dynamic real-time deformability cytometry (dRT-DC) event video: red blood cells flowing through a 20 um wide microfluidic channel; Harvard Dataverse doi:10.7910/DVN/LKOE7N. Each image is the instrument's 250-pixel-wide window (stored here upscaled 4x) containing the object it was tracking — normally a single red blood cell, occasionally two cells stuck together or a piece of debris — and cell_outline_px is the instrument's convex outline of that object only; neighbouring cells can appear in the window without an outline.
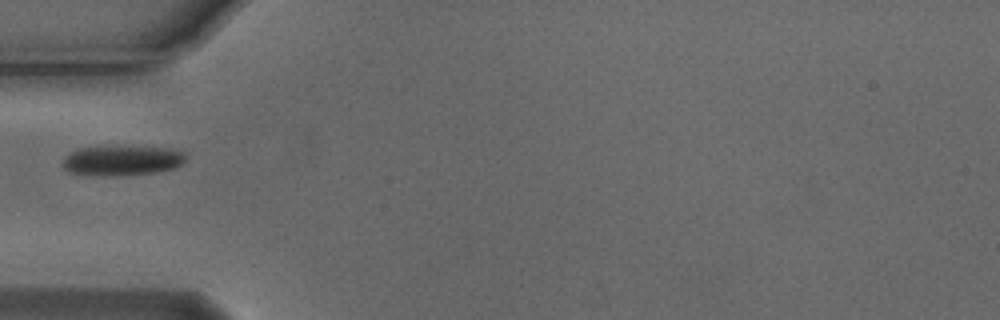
{"species": "Egyptian fruit bat (a non-hibernating species)", "species_latin": "Rousettus aegyptiacus", "temperature_condition": "cold", "stored_images_in_passage": 4, "camera_frame_rate_fps": 3000, "um_per_image_px": 0.085, "animal": {"sex": "male"}, "frame": {"image": 1, "passage_image": 3, "time_ms": 0.667, "image_size_px": [1000, 320], "cell_outline_px": [[184, 164], [176, 168], [156, 172], [120, 176], [108, 176], [68, 172], [60, 164], [64, 156], [68, 152], [80, 148], [172, 148], [184, 152]], "centroid_in_image_um": [10.35, 13.67], "position_along_channel_um": 74.6, "area_um2": 21.21}}
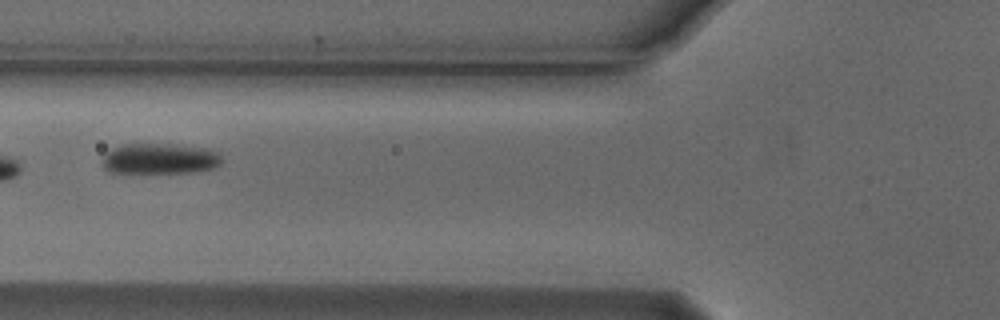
{"frame": {"image": 2, "passage_image": 4, "time_ms": 1.0, "image_size_px": [1000, 320], "cell_outline_px": [[224, 160], [216, 168], [192, 172], [108, 172], [100, 164], [100, 160], [104, 152], [120, 144], [172, 144], [212, 148], [220, 152]], "centroid_in_image_um": [13.6, 13.47], "position_along_channel_um": 112.2, "area_um2": 21.96}}